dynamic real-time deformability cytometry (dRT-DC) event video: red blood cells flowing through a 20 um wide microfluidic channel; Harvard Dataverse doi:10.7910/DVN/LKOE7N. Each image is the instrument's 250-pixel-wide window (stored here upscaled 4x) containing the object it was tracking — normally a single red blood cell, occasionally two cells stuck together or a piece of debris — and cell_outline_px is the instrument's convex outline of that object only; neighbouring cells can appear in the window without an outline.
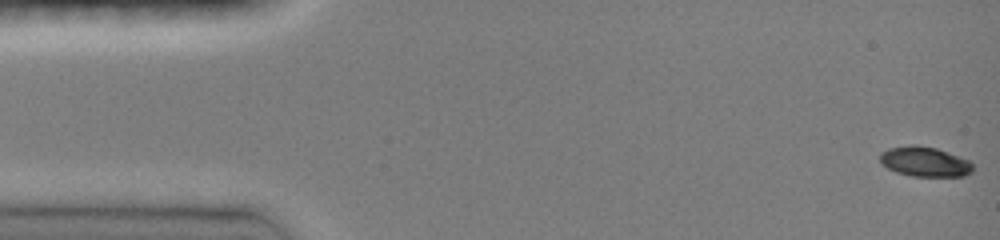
{"species": "common noctule bat (a hibernating species)", "species_latin": "Nyctalus noctula", "temperature_condition": "room temperature", "stored_images_in_passage": 48, "camera_frame_rate_fps": 3000, "um_per_image_px": 0.085, "animal": {"sex": "female", "body_mass_g": 19.0, "forearm_length_mm": 51.5}, "frame": {"image": 1, "passage_image": 1, "time_ms": 0.0, "image_size_px": [1000, 240], "cell_outline_px": [[972, 172], [964, 176], [912, 176], [896, 172], [880, 164], [880, 152], [888, 148], [912, 144], [916, 144], [936, 148], [968, 160], [972, 164]], "centroid_in_image_um": [78.56, 13.73], "position_along_channel_um": 6.4, "area_um2": 16.18}}
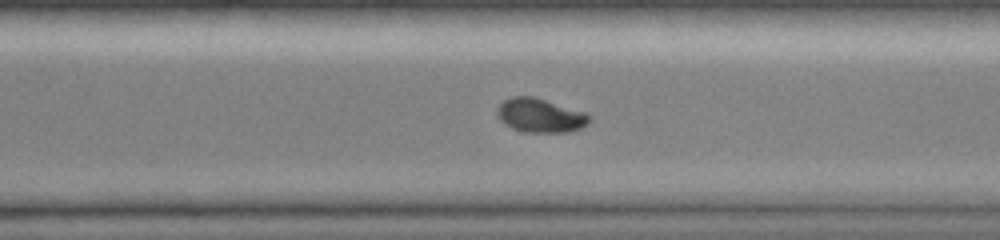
{"frame": {"image": 2, "passage_image": 34, "time_ms": 11.0, "image_size_px": [1000, 240], "cell_outline_px": [[592, 116], [588, 124], [580, 128], [568, 132], [528, 132], [512, 128], [504, 124], [500, 120], [496, 112], [500, 104], [504, 100], [512, 96], [532, 96], [584, 112]], "centroid_in_image_um": [45.91, 9.81], "position_along_channel_um": 324.7, "area_um2": 18.09}}
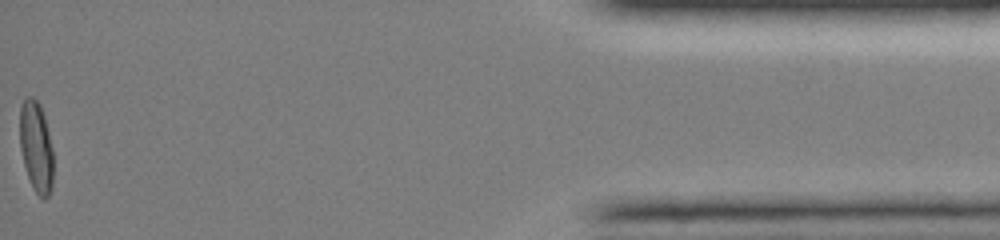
{"frame": {"image": 3, "passage_image": 48, "time_ms": 15.667, "image_size_px": [1000, 240], "cell_outline_px": [[52, 188], [48, 196], [44, 200], [36, 192], [28, 176], [24, 164], [20, 148], [20, 104], [24, 96], [32, 96], [40, 104], [44, 116], [52, 148]], "centroid_in_image_um": [3.06, 12.43], "position_along_channel_um": 432.1, "area_um2": 17.63}, "authors_computed_cell_mechanics": {"area_um2": 17.8024, "velocity_mm_per_s": 4.0475, "shape_relaxation_time_tau1_ms": 4.0996, "shape_relaxation_time_tau2_ms": 9.8359, "deformation_change_tau1": 0.1651, "deformation_change_tau2": 0.0709}}